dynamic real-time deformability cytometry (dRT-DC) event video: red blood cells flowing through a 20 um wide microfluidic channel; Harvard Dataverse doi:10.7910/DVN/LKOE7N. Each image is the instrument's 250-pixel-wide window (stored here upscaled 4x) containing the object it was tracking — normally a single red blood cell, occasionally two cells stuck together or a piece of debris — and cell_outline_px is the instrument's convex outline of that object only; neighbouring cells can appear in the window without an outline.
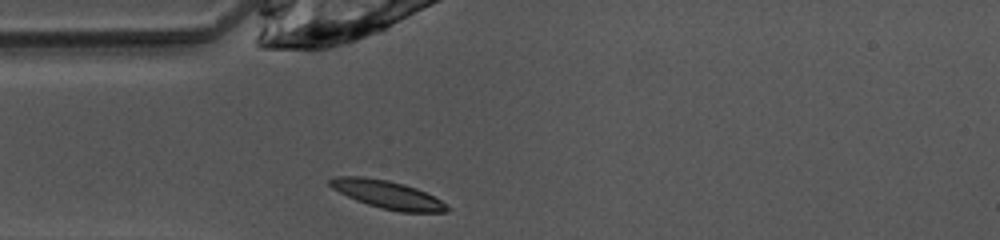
{"species": "common noctule bat (a hibernating species)", "species_latin": "Nyctalus noctula", "temperature_condition": "warm", "stored_images_in_passage": 37, "camera_frame_rate_fps": 3000, "um_per_image_px": 0.085, "animal": {"sex": "female", "body_mass_g": 10.0, "forearm_length_mm": 53.1}, "frame": {"image": 1, "passage_image": 1, "time_ms": 0.0, "image_size_px": [1000, 240], "cell_outline_px": [[452, 208], [448, 212], [400, 212], [380, 208], [356, 200], [332, 188], [328, 184], [328, 180], [336, 176], [364, 176], [388, 180], [404, 184], [416, 188], [448, 204]], "centroid_in_image_um": [32.95, 16.54], "position_along_channel_um": 52.0, "area_um2": 19.13}}
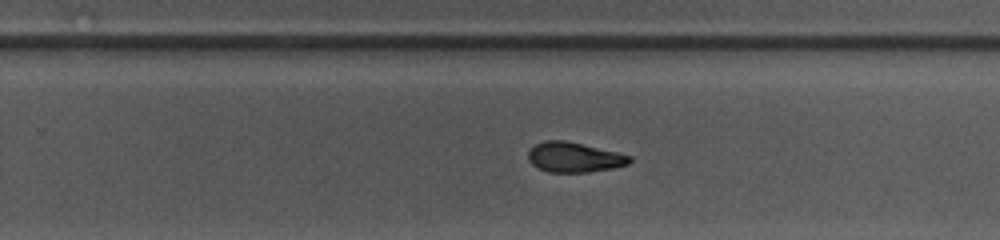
{"frame": {"image": 2, "passage_image": 18, "time_ms": 5.667, "image_size_px": [1000, 240], "cell_outline_px": [[632, 160], [628, 164], [612, 168], [588, 172], [548, 172], [532, 164], [528, 160], [528, 152], [536, 144], [544, 140], [564, 140], [616, 152], [632, 156]], "centroid_in_image_um": [48.8, 13.37], "position_along_channel_um": 281.0, "area_um2": 17.51}}
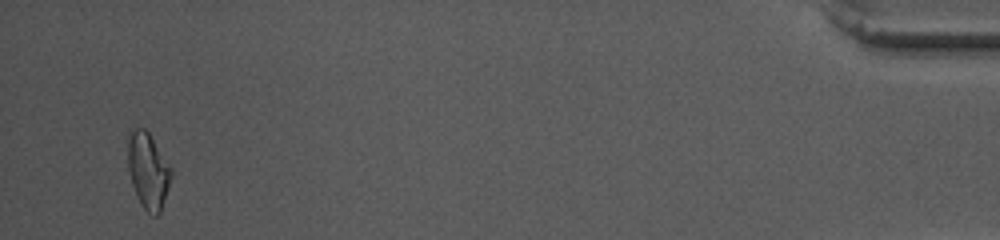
{"frame": {"image": 3, "passage_image": 35, "time_ms": 11.333, "image_size_px": [1000, 240], "cell_outline_px": [[172, 176], [160, 212], [156, 216], [152, 216], [140, 204], [132, 184], [128, 168], [128, 140], [132, 128], [144, 128], [148, 132], [172, 168]], "centroid_in_image_um": [12.59, 14.51], "position_along_channel_um": 422.6, "area_um2": 19.02}, "authors_computed_cell_mechanics": {"area_um2": 18.3226, "velocity_mm_per_s": 4.0842, "shape_relaxation_time_tau1_ms": 3.9489, "shape_relaxation_time_tau2_ms": 3.2244, "deformation_change_tau1": 0.1562, "deformation_change_tau2": 0.1169}}